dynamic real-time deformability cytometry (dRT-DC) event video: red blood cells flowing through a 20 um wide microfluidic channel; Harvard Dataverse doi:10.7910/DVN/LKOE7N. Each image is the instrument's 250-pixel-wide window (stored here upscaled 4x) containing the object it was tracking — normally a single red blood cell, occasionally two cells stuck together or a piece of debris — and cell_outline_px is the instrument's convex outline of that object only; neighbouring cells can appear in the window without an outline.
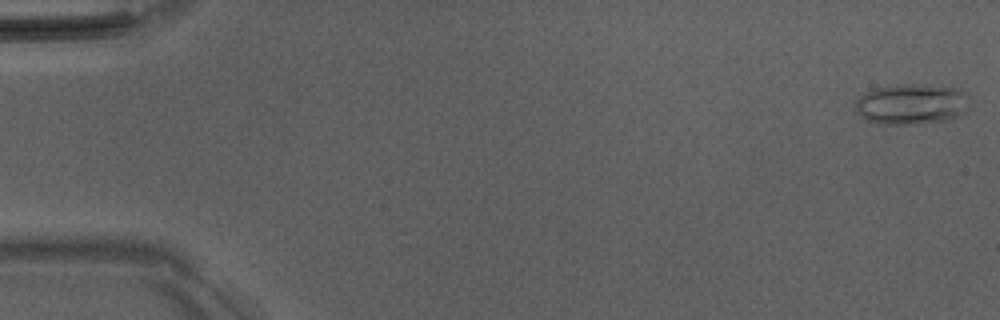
{"species": "Egyptian fruit bat (a non-hibernating species)", "species_latin": "Rousettus aegyptiacus", "temperature_condition": "room temperature", "stored_images_in_passage": 8, "camera_frame_rate_fps": 3000, "um_per_image_px": 0.085, "animal": {"sex": "male"}, "frame": {"image": 1, "passage_image": 2, "time_ms": 0.333, "image_size_px": [1000, 320], "cell_outline_px": [[964, 112], [948, 120], [920, 124], [884, 124], [868, 120], [860, 116], [856, 108], [856, 100], [864, 92], [876, 88], [904, 84], [924, 84], [956, 88], [960, 92]], "centroid_in_image_um": [77.35, 8.86], "position_along_channel_um": 7.6, "area_um2": 26.18}}